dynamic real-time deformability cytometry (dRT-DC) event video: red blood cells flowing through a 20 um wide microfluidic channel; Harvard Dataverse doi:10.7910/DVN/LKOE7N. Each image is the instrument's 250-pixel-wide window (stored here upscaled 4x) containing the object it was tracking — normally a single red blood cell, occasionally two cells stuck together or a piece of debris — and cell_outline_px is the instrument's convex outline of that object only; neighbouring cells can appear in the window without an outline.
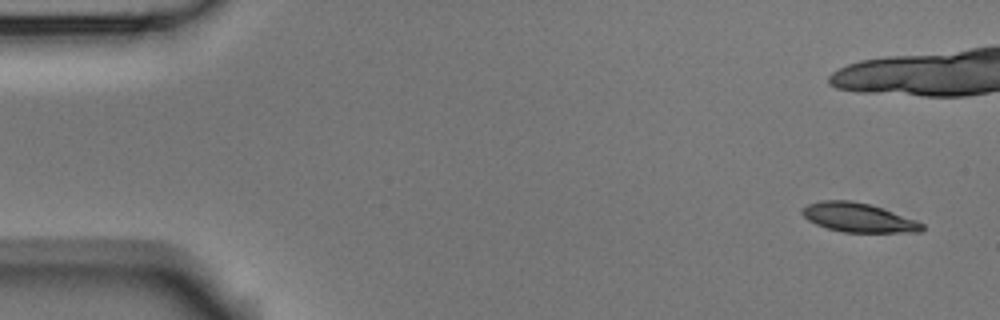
{"species": "Egyptian fruit bat (a non-hibernating species)", "species_latin": "Rousettus aegyptiacus", "temperature_condition": "room temperature", "stored_images_in_passage": 7, "camera_frame_rate_fps": 3000, "um_per_image_px": 0.085, "animal": {"sex": "male"}, "frame": {"image": 1, "passage_image": 1, "time_ms": 0.0, "image_size_px": [1000, 320], "cell_outline_px": [[924, 228], [920, 232], [844, 232], [828, 228], [816, 224], [808, 220], [800, 212], [800, 208], [808, 204], [820, 200], [852, 200], [868, 204], [892, 212], [924, 224]], "centroid_in_image_um": [72.89, 18.49], "position_along_channel_um": 12.1, "area_um2": 20.06}}